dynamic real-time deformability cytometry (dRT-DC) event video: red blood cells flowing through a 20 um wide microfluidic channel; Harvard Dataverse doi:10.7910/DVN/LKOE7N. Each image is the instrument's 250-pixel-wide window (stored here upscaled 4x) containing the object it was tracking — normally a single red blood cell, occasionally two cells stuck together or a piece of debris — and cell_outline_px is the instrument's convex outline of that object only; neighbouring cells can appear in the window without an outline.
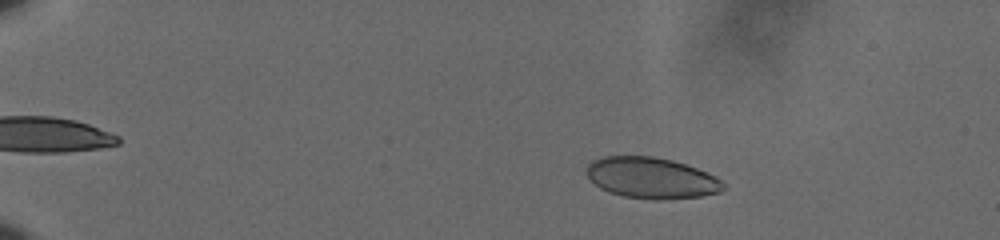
{"species": "human", "species_latin": "Homo sapiens", "temperature_condition": "cold", "stored_images_in_passage": 59, "camera_frame_rate_fps": 3000, "um_per_image_px": 0.085, "donor": {"sex": "male"}, "frame": {"image": 1, "passage_image": 11, "time_ms": 3.333, "image_size_px": [1000, 240], "cell_outline_px": [[724, 188], [720, 192], [700, 196], [660, 200], [652, 200], [624, 196], [608, 192], [600, 188], [584, 172], [588, 164], [592, 160], [604, 156], [652, 156], [672, 160], [696, 168], [716, 176], [724, 184]], "centroid_in_image_um": [55.34, 15.12], "position_along_channel_um": 29.7, "area_um2": 32.71}}
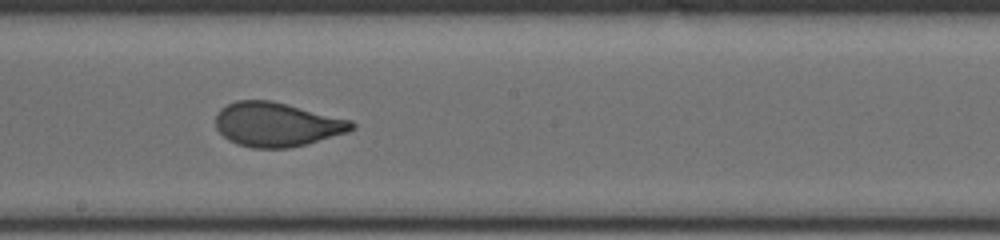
{"frame": {"image": 2, "passage_image": 36, "time_ms": 11.667, "image_size_px": [1000, 240], "cell_outline_px": [[356, 128], [348, 132], [308, 144], [288, 148], [252, 148], [236, 144], [228, 140], [216, 128], [216, 112], [220, 108], [236, 100], [272, 100], [352, 120], [356, 124]], "centroid_in_image_um": [23.54, 10.58], "position_along_channel_um": 224.7, "area_um2": 35.37}}
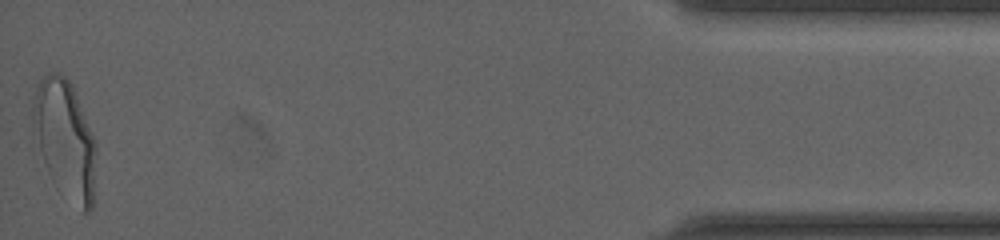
{"frame": {"image": 3, "passage_image": 59, "time_ms": 19.333, "image_size_px": [1000, 240], "cell_outline_px": [[96, 156], [92, 208], [88, 212], [84, 212], [52, 180], [48, 172], [32, 132], [32, 96], [40, 80], [44, 76], [52, 72], [60, 72], [72, 84], [96, 140]], "centroid_in_image_um": [5.51, 11.76], "position_along_channel_um": 429.7, "area_um2": 43.47}, "authors_computed_cell_mechanics": {"area_um2": 34.391, "velocity_mm_per_s": 3.6219, "shape_relaxation_time_tau1_ms": 5.0719, "shape_relaxation_time_tau2_ms": null, "deformation_change_tau1": 0.1537, "deformation_change_tau2": null}}